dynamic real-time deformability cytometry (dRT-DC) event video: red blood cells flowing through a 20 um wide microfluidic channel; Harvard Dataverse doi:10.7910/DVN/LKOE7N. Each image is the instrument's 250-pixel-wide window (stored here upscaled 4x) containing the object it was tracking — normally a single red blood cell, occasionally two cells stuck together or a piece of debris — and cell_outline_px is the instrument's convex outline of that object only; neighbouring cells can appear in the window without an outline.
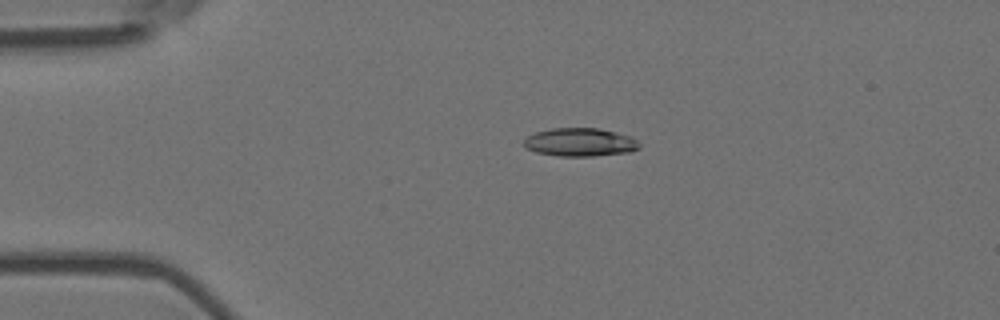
{"species": "Egyptian fruit bat (a non-hibernating species)", "species_latin": "Rousettus aegyptiacus", "temperature_condition": "room temperature", "stored_images_in_passage": 5, "camera_frame_rate_fps": 3000, "um_per_image_px": 0.085, "animal": {"sex": "female"}, "frame": {"image": 1, "passage_image": 4, "time_ms": 1.0, "image_size_px": [1000, 320], "cell_outline_px": [[640, 148], [628, 152], [592, 156], [556, 156], [536, 152], [524, 148], [524, 140], [528, 136], [536, 132], [552, 128], [600, 128], [632, 136], [640, 144]], "centroid_in_image_um": [49.3, 12.09], "position_along_channel_um": 35.7, "area_um2": 19.13}}